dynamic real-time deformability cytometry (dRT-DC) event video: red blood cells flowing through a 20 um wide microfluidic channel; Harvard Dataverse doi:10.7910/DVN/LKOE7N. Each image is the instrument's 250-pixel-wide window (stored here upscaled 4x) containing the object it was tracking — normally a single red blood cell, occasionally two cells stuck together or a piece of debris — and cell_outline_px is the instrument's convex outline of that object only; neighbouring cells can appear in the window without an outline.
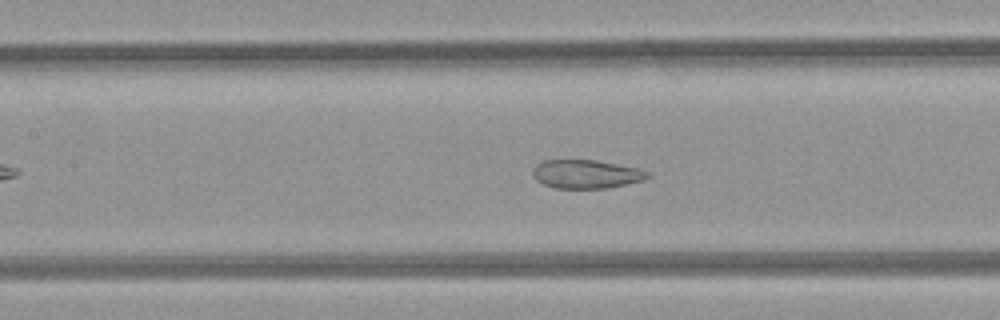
{"species": "common noctule bat (a hibernating species)", "species_latin": "Nyctalus noctula", "temperature_condition": "room temperature", "stored_images_in_passage": 36, "camera_frame_rate_fps": 3000, "um_per_image_px": 0.085, "animal": {"sex": "female", "body_mass_g": 21.9}, "frame": {"image": 1, "passage_image": 7, "time_ms": 2.0, "image_size_px": [1000, 320], "cell_outline_px": [[652, 176], [644, 180], [608, 188], [556, 188], [544, 184], [536, 180], [532, 176], [532, 168], [540, 160], [596, 160], [636, 168], [648, 172]], "centroid_in_image_um": [49.78, 14.79], "position_along_channel_um": 157.6, "area_um2": 19.19}}
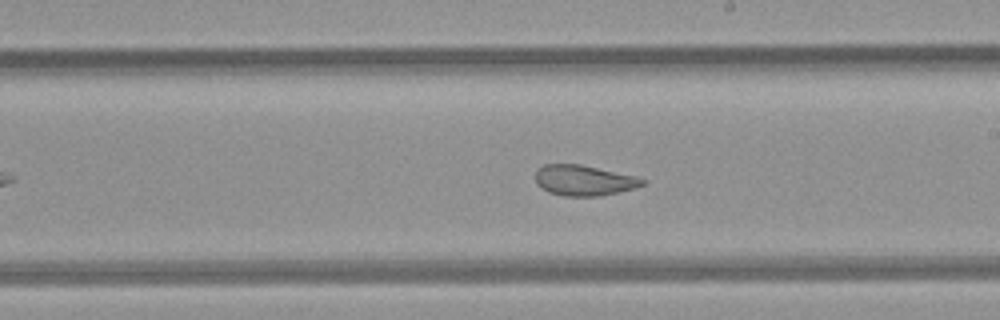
{"frame": {"image": 2, "passage_image": 13, "time_ms": 4.0, "image_size_px": [1000, 320], "cell_outline_px": [[648, 180], [644, 184], [620, 192], [600, 196], [564, 196], [548, 192], [536, 184], [536, 168], [544, 164], [580, 164], [636, 176]], "centroid_in_image_um": [49.62, 15.33], "position_along_channel_um": 239.4, "area_um2": 19.13}}
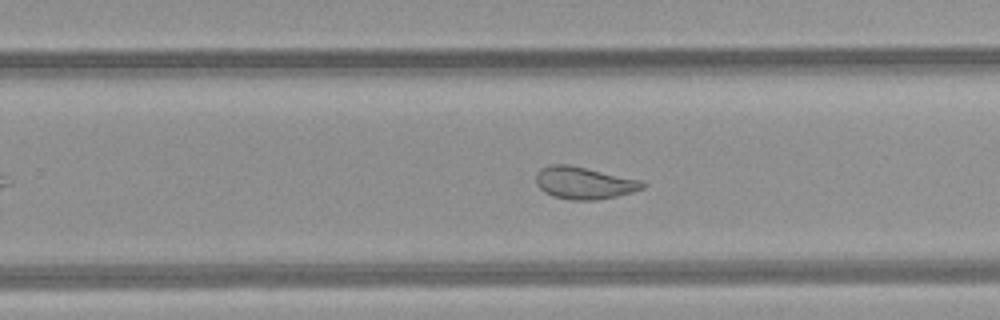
{"frame": {"image": 3, "passage_image": 16, "time_ms": 5.0, "image_size_px": [1000, 320], "cell_outline_px": [[648, 184], [644, 188], [632, 192], [616, 196], [596, 200], [572, 200], [552, 196], [544, 192], [536, 184], [536, 176], [540, 168], [548, 164], [568, 164], [640, 180]], "centroid_in_image_um": [49.62, 15.55], "position_along_channel_um": 280.2, "area_um2": 20.0}}